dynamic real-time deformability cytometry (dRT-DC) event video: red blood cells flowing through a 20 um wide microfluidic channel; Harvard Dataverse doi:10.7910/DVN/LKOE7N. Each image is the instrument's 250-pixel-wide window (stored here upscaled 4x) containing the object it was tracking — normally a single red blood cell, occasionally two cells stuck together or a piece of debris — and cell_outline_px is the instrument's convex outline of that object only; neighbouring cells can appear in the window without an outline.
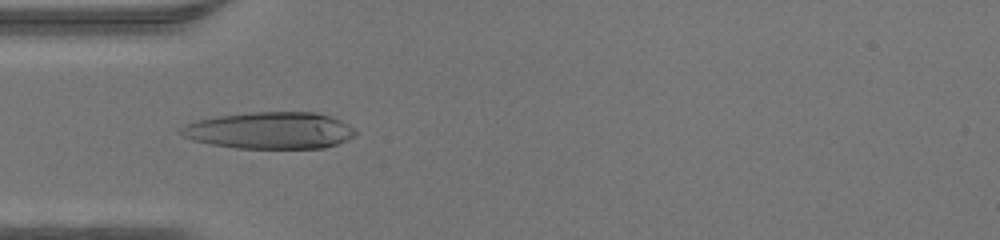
{"species": "human", "species_latin": "Homo sapiens", "temperature_condition": "warm", "stored_images_in_passage": 35, "camera_frame_rate_fps": 3000, "um_per_image_px": 0.085, "donor": {"sex": "male"}, "frame": {"image": 1, "passage_image": 3, "time_ms": 0.667, "image_size_px": [1000, 240], "cell_outline_px": [[356, 132], [348, 140], [324, 148], [236, 148], [212, 144], [192, 140], [184, 136], [180, 132], [180, 128], [184, 124], [200, 120], [220, 116], [252, 112], [316, 112], [340, 120], [356, 128]], "centroid_in_image_um": [22.97, 11.09], "position_along_channel_um": 62.0, "area_um2": 37.22}}
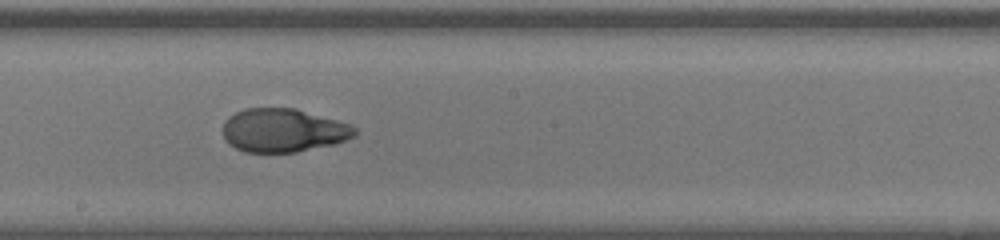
{"frame": {"image": 2, "passage_image": 14, "time_ms": 4.333, "image_size_px": [1000, 240], "cell_outline_px": [[356, 136], [332, 144], [296, 152], [244, 152], [228, 144], [224, 136], [224, 120], [228, 116], [244, 108], [296, 108], [352, 124], [356, 128]], "centroid_in_image_um": [24.08, 11.07], "position_along_channel_um": 224.1, "area_um2": 33.52}}
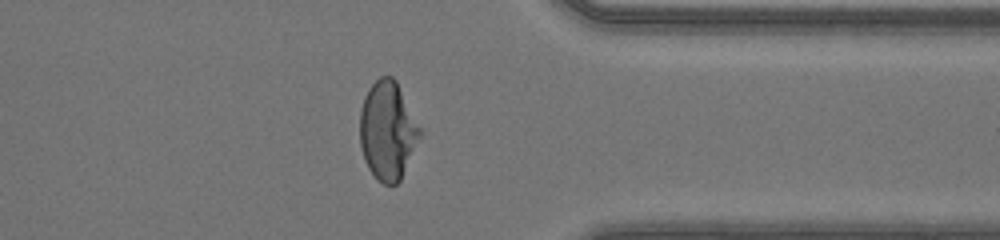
{"frame": {"image": 3, "passage_image": 25, "time_ms": 8.0, "image_size_px": [1000, 240], "cell_outline_px": [[420, 136], [400, 180], [396, 184], [384, 184], [376, 180], [368, 168], [364, 160], [360, 144], [360, 112], [364, 96], [368, 88], [380, 76], [392, 76], [396, 80], [420, 128]], "centroid_in_image_um": [32.91, 11.1], "position_along_channel_um": 378.5, "area_um2": 34.1}}